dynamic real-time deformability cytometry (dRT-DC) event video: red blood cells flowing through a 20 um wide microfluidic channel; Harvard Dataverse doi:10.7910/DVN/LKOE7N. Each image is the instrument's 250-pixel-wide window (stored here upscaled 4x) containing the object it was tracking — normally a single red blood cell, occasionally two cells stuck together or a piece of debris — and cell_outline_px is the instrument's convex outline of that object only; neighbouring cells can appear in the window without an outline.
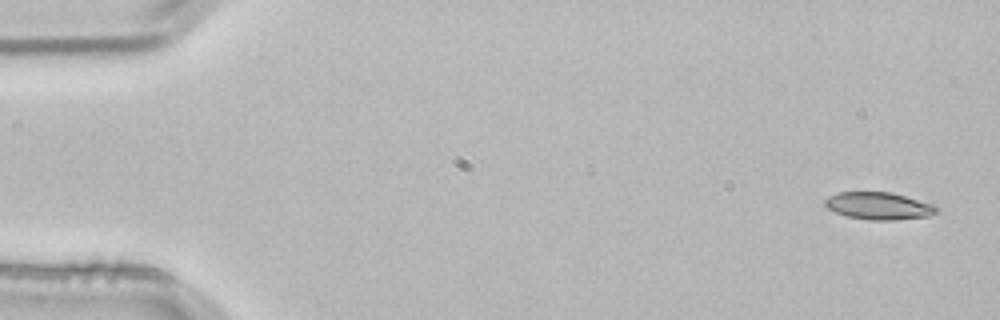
{"species": "common noctule bat (a hibernating species)", "species_latin": "Nyctalus noctula", "temperature_condition": "room temperature", "stored_images_in_passage": 4, "camera_frame_rate_fps": 3000, "um_per_image_px": 0.085, "animal": {"sex": "male", "body_mass_g": 21.5, "forearm_length_mm": 52.0}, "frame": {"image": 1, "passage_image": 1, "time_ms": 0.0, "image_size_px": [1000, 320], "cell_outline_px": [[940, 208], [936, 212], [928, 216], [896, 220], [868, 220], [848, 216], [836, 212], [828, 208], [824, 204], [824, 200], [828, 196], [836, 192], [892, 192], [936, 204]], "centroid_in_image_um": [74.73, 17.49], "position_along_channel_um": 10.3, "area_um2": 17.98}}